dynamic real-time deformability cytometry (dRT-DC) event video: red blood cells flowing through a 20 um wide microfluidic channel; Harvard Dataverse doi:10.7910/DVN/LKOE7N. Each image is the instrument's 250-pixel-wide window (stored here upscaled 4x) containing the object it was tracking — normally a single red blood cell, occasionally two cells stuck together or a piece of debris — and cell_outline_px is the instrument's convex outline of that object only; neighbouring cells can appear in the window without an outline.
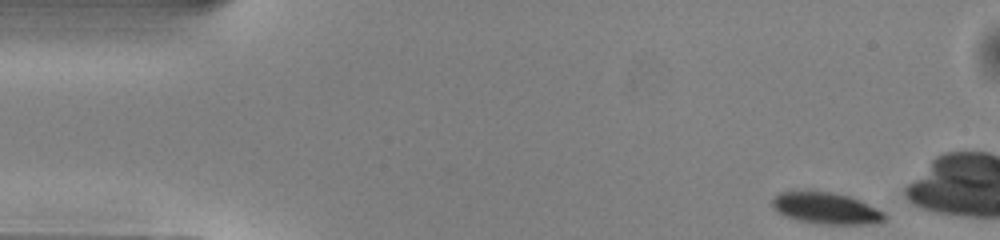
{"species": "common noctule bat (a hibernating species)", "species_latin": "Nyctalus noctula", "temperature_condition": "warm", "stored_images_in_passage": 12, "camera_frame_rate_fps": 3000, "um_per_image_px": 0.085, "animal": {"sex": "male", "body_mass_g": 13.0, "forearm_length_mm": 53.1}, "frame": {"image": 1, "passage_image": 1, "time_ms": 0.0, "image_size_px": [1000, 240], "cell_outline_px": [[884, 220], [880, 224], [828, 224], [800, 220], [776, 212], [772, 204], [772, 196], [780, 192], [832, 192], [848, 196], [860, 200], [876, 208], [884, 216]], "centroid_in_image_um": [70.21, 17.7], "position_along_channel_um": 14.8, "area_um2": 20.17}}